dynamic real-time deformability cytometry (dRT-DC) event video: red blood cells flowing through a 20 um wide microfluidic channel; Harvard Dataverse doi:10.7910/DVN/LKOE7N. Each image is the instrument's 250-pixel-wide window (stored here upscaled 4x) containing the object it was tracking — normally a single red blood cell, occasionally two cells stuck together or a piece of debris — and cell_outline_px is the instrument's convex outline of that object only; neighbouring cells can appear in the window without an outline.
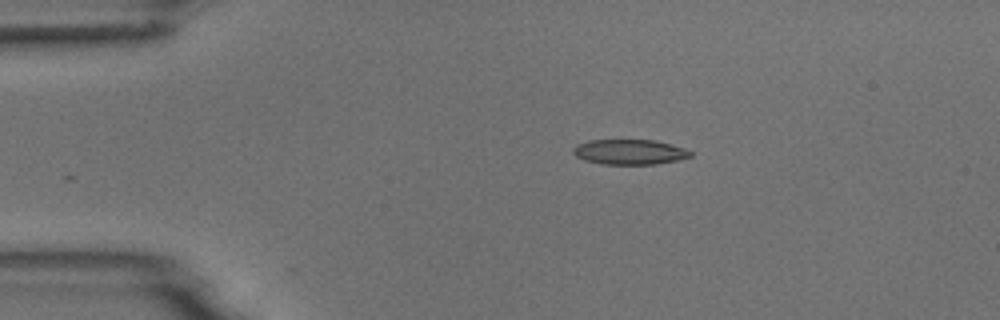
{"species": "common noctule bat (a hibernating species)", "species_latin": "Nyctalus noctula", "temperature_condition": "room temperature", "stored_images_in_passage": 6, "camera_frame_rate_fps": 3000, "um_per_image_px": 0.085, "animal": {"sex": "male", "body_mass_g": 18.8}, "frame": {"image": 1, "passage_image": 1, "time_ms": 0.0, "image_size_px": [1000, 320], "cell_outline_px": [[692, 156], [676, 160], [656, 164], [600, 164], [584, 160], [576, 156], [572, 152], [572, 148], [576, 144], [588, 140], [652, 140], [672, 144], [684, 148], [692, 152]], "centroid_in_image_um": [53.47, 12.91], "position_along_channel_um": 31.5, "area_um2": 17.22}}
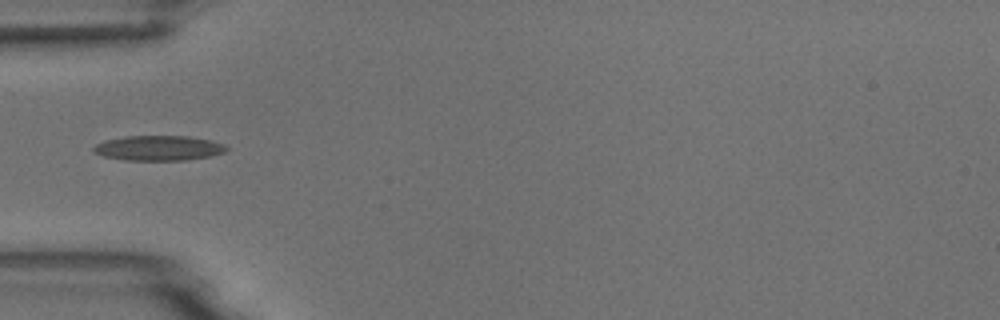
{"frame": {"image": 2, "passage_image": 3, "time_ms": 2.333, "image_size_px": [1000, 320], "cell_outline_px": [[228, 148], [224, 152], [208, 156], [184, 160], [124, 160], [104, 156], [92, 152], [92, 148], [96, 144], [104, 140], [124, 136], [188, 136], [212, 140], [224, 144]], "centroid_in_image_um": [13.44, 12.58], "position_along_channel_um": 71.6, "area_um2": 19.36}}